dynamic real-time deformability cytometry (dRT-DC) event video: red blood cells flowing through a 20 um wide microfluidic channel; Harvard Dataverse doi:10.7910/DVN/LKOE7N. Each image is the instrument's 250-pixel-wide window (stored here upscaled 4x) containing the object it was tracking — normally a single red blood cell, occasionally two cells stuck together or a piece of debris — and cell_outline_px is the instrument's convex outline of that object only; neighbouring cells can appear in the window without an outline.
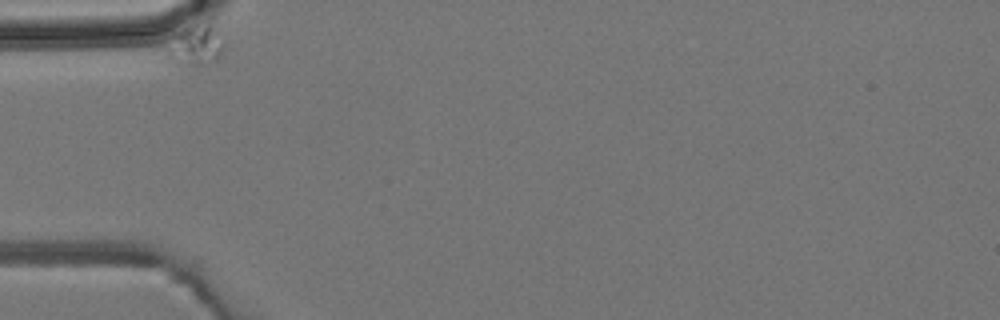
{"species": "common noctule bat (a hibernating species)", "species_latin": "Nyctalus noctula", "temperature_condition": "room temperature", "stored_images_in_passage": 5, "camera_frame_rate_fps": 3000, "um_per_image_px": 0.085, "animal": {"sex": "male", "body_mass_g": 19.2, "forearm_length_mm": 51.8}, "frame": {"image": 1, "passage_image": 1, "time_ms": 0.0, "image_size_px": [1000, 320], "cell_outline_px": [[224, 44], [220, 56], [216, 60], [208, 64], [176, 64], [168, 52], [168, 48], [176, 36], [184, 28], [208, 16], [216, 16], [224, 36]], "centroid_in_image_um": [16.86, 3.65], "position_along_channel_um": 68.1, "area_um2": 14.33}}